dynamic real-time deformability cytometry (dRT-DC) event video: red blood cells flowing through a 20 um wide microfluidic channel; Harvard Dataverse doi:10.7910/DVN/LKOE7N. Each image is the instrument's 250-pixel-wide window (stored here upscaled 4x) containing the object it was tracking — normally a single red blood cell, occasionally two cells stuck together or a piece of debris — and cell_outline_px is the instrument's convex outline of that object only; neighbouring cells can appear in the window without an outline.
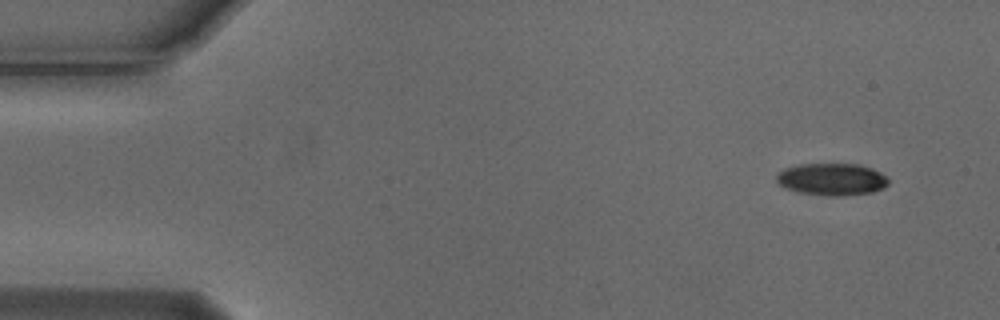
{"species": "Egyptian fruit bat (a non-hibernating species)", "species_latin": "Rousettus aegyptiacus", "temperature_condition": "cold", "stored_images_in_passage": 5, "camera_frame_rate_fps": 3000, "um_per_image_px": 0.085, "animal": {"sex": "male"}, "frame": {"image": 1, "passage_image": 1, "time_ms": 0.0, "image_size_px": [1000, 320], "cell_outline_px": [[888, 184], [884, 188], [872, 192], [844, 196], [832, 196], [796, 192], [784, 188], [776, 184], [776, 176], [784, 168], [796, 164], [860, 164], [872, 168], [888, 176]], "centroid_in_image_um": [70.69, 15.24], "position_along_channel_um": 14.3, "area_um2": 21.33}}